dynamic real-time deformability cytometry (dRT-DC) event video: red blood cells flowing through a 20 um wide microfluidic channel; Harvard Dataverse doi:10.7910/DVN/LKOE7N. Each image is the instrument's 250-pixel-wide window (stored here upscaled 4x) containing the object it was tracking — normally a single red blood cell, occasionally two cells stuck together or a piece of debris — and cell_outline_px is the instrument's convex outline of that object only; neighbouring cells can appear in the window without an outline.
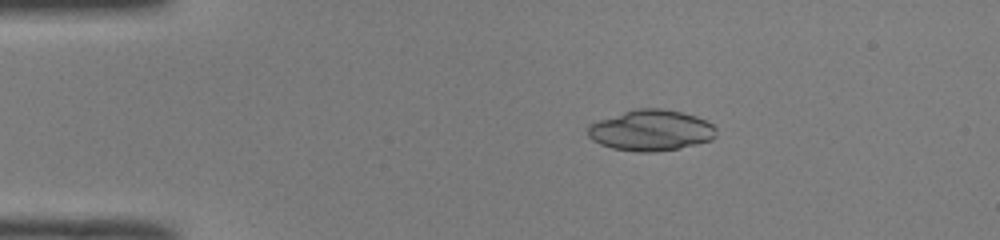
{"species": "common noctule bat (a hibernating species)", "species_latin": "Nyctalus noctula", "temperature_condition": "room temperature", "stored_images_in_passage": 38, "camera_frame_rate_fps": 3000, "um_per_image_px": 0.085, "animal": {"sex": "male", "body_mass_g": 19.0, "forearm_length_mm": 50.8}, "frame": {"image": 1, "passage_image": 9, "time_ms": 2.667, "image_size_px": [1000, 240], "cell_outline_px": [[716, 136], [712, 140], [680, 148], [652, 152], [636, 152], [612, 148], [600, 144], [592, 140], [588, 136], [588, 124], [636, 108], [660, 108], [684, 112], [696, 116], [712, 124], [716, 128]], "centroid_in_image_um": [55.35, 11.08], "position_along_channel_um": 29.7, "area_um2": 30.63}}